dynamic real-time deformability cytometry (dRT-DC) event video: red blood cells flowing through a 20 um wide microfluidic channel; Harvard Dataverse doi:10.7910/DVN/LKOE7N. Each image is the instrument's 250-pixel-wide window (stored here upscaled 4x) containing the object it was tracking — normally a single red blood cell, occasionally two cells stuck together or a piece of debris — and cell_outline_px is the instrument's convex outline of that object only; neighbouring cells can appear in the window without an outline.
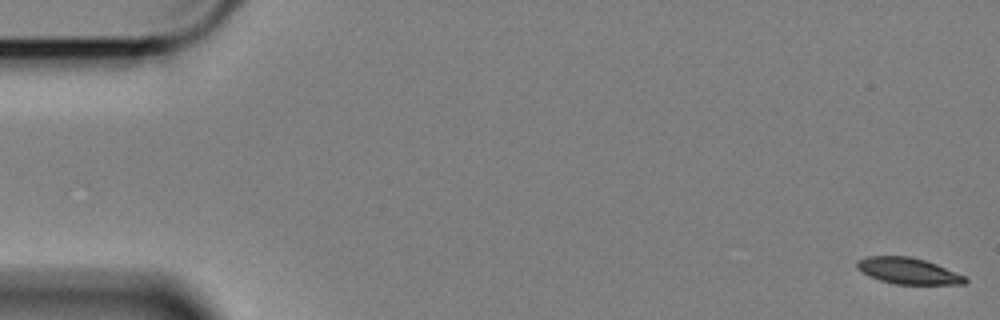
{"species": "Egyptian fruit bat (a non-hibernating species)", "species_latin": "Rousettus aegyptiacus", "temperature_condition": "cold", "stored_images_in_passage": 59, "camera_frame_rate_fps": 3000, "um_per_image_px": 0.085, "animal": {"sex": "female"}, "frame": {"image": 1, "passage_image": 1, "time_ms": 0.0, "image_size_px": [1000, 320], "cell_outline_px": [[968, 280], [964, 284], [892, 284], [868, 276], [856, 268], [856, 260], [868, 256], [908, 256], [924, 260], [936, 264], [964, 276]], "centroid_in_image_um": [77.13, 23.03], "position_along_channel_um": 7.9, "area_um2": 16.47}}
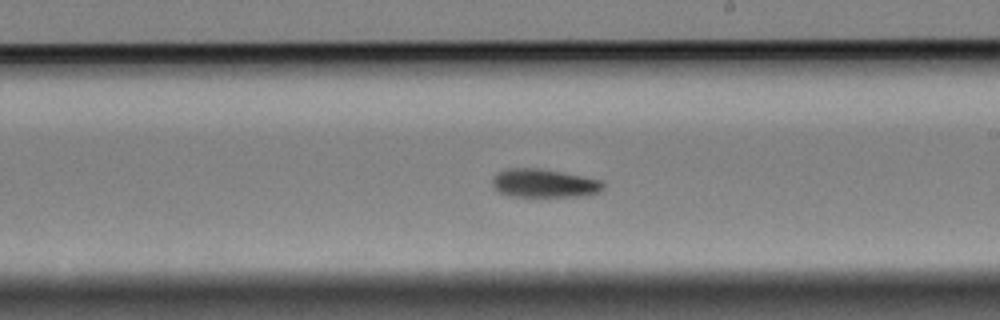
{"frame": {"image": 2, "passage_image": 34, "time_ms": 11.0, "image_size_px": [1000, 320], "cell_outline_px": [[604, 188], [600, 192], [592, 196], [508, 196], [492, 188], [492, 180], [500, 172], [508, 168], [536, 168], [560, 172], [600, 180], [604, 184]], "centroid_in_image_um": [46.27, 15.6], "position_along_channel_um": 242.7, "area_um2": 18.26}}
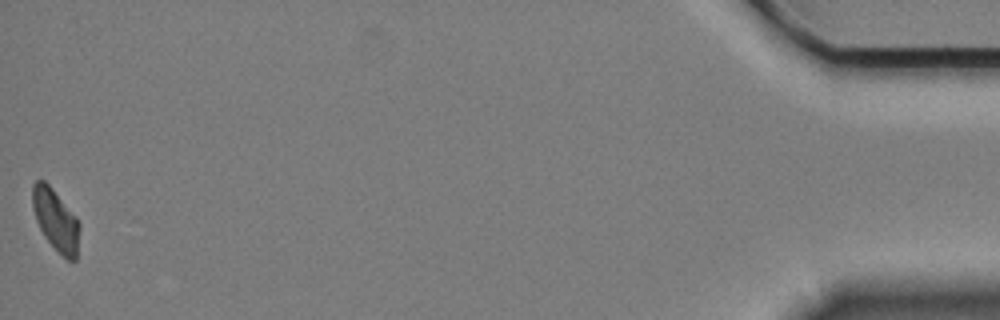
{"frame": {"image": 3, "passage_image": 59, "time_ms": 19.333, "image_size_px": [1000, 320], "cell_outline_px": [[80, 228], [76, 260], [68, 260], [44, 236], [36, 220], [32, 208], [32, 184], [36, 180], [44, 180], [52, 188], [76, 216], [80, 224]], "centroid_in_image_um": [4.73, 18.66], "position_along_channel_um": 430.5, "area_um2": 16.76}, "authors_computed_cell_mechanics": {"area_um2": 17.9758, "velocity_mm_per_s": 3.382, "shape_relaxation_time_tau1_ms": 5.2061, "shape_relaxation_time_tau2_ms": null, "deformation_change_tau1": 0.1244, "deformation_change_tau2": null}}